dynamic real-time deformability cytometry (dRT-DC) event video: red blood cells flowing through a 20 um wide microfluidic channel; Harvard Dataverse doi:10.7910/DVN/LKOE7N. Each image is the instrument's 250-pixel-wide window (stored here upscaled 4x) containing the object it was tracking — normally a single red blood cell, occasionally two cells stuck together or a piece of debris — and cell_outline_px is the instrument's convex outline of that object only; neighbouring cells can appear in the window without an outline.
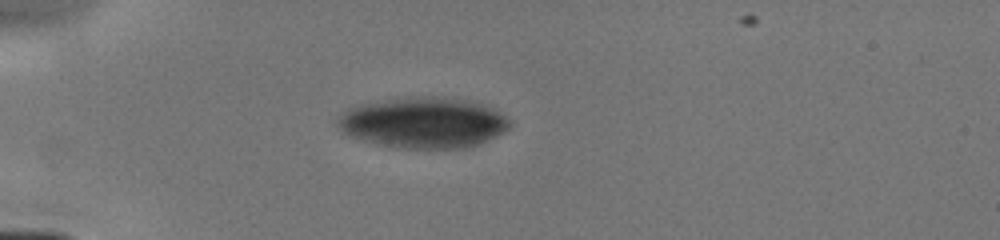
{"species": "human", "species_latin": "Homo sapiens", "temperature_condition": "cold", "stored_images_in_passage": 8, "camera_frame_rate_fps": 3000, "um_per_image_px": 0.085, "donor": {"sex": "male"}, "frame": {"image": 1, "passage_image": 4, "time_ms": 1.667, "image_size_px": [1000, 240], "cell_outline_px": [[512, 128], [480, 144], [464, 148], [396, 148], [376, 144], [340, 132], [336, 124], [336, 120], [348, 108], [360, 104], [408, 96], [436, 96], [464, 100], [488, 104], [496, 108], [512, 124]], "centroid_in_image_um": [36.01, 10.42], "position_along_channel_um": 49.0, "area_um2": 51.5}}
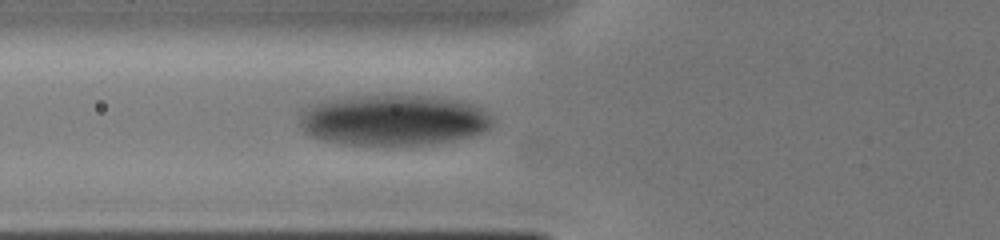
{"frame": {"image": 2, "passage_image": 8, "time_ms": 3.333, "image_size_px": [1000, 240], "cell_outline_px": [[492, 124], [484, 132], [468, 136], [432, 144], [352, 144], [324, 140], [312, 136], [304, 132], [300, 124], [300, 112], [308, 104], [320, 100], [356, 96], [424, 96], [460, 100], [472, 104], [488, 112], [492, 116]], "centroid_in_image_um": [33.41, 10.19], "position_along_channel_um": 92.4, "area_um2": 56.82}}